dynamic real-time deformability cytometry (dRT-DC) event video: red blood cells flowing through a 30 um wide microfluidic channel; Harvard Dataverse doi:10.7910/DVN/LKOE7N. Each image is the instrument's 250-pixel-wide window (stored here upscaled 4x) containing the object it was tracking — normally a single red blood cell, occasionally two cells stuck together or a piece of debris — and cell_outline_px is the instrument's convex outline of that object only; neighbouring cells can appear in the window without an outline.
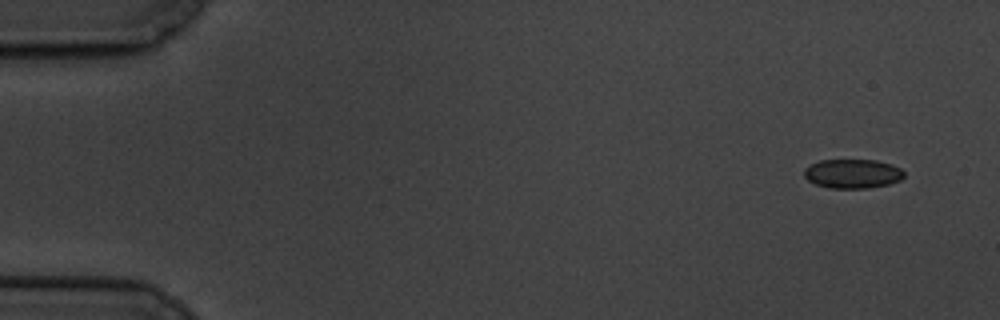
{"species": "common noctule bat (a hibernating species)", "species_latin": "Nyctalus noctula", "temperature_condition": "cold", "stored_images_in_passage": 5, "camera_frame_rate_fps": 3000, "um_per_image_px": 0.085, "animal": {"sex": "male", "body_mass_g": 19.5, "forearm_length_mm": 54.6}, "frame": {"image": 1, "passage_image": 1, "time_ms": 0.0, "image_size_px": [1000, 320], "cell_outline_px": [[904, 176], [900, 180], [888, 184], [868, 188], [828, 188], [816, 184], [808, 180], [804, 176], [804, 168], [820, 160], [876, 160], [892, 164], [900, 168], [904, 172]], "centroid_in_image_um": [72.47, 14.76], "position_along_channel_um": 12.5, "area_um2": 16.99}}
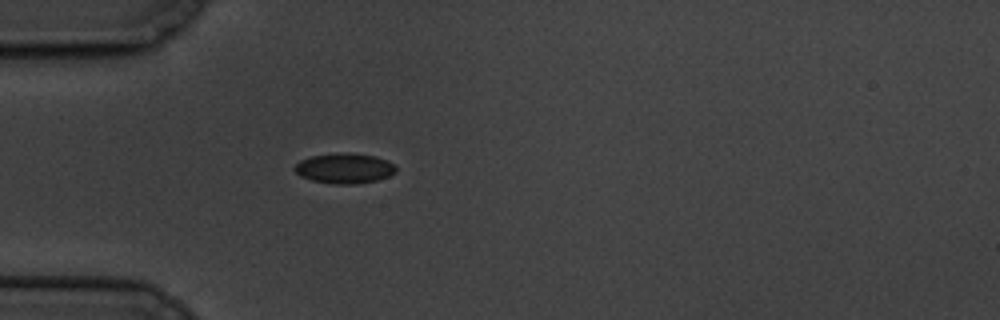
{"frame": {"image": 2, "passage_image": 5, "time_ms": 4.667, "image_size_px": [1000, 320], "cell_outline_px": [[396, 172], [388, 176], [376, 180], [356, 184], [332, 184], [312, 180], [300, 176], [292, 168], [300, 160], [312, 156], [348, 152], [376, 156], [392, 164], [396, 168]], "centroid_in_image_um": [29.25, 14.31], "position_along_channel_um": 55.7, "area_um2": 17.69}}